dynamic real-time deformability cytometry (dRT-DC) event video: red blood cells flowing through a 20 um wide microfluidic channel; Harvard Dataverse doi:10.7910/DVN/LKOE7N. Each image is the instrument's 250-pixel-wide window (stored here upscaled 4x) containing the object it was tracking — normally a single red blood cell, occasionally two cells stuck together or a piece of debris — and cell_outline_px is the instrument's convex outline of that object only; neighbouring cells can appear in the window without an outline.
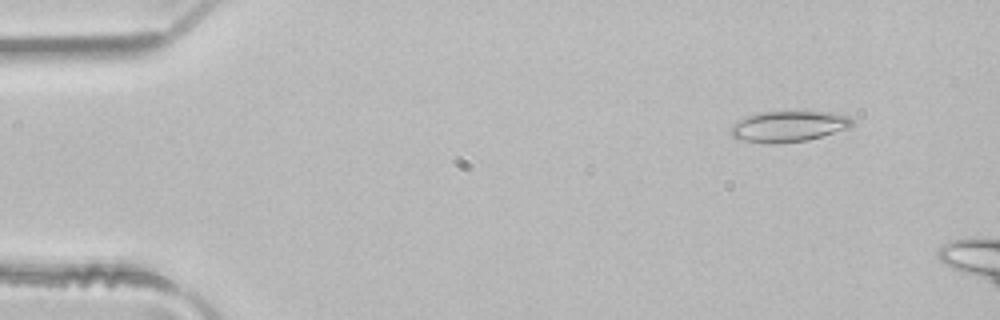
{"species": "common noctule bat (a hibernating species)", "species_latin": "Nyctalus noctula", "temperature_condition": "room temperature", "stored_images_in_passage": 46, "camera_frame_rate_fps": 3000, "um_per_image_px": 0.085, "animal": {"sex": "male", "body_mass_g": 21.5, "forearm_length_mm": 52.0}, "frame": {"image": 1, "passage_image": 5, "time_ms": 1.333, "image_size_px": [1000, 320], "cell_outline_px": [[852, 124], [848, 128], [808, 140], [772, 144], [744, 140], [732, 136], [728, 128], [732, 124], [744, 116], [756, 112], [796, 108], [804, 108], [832, 112], [848, 116], [852, 120]], "centroid_in_image_um": [67.0, 10.66], "position_along_channel_um": 18.0, "area_um2": 23.0}}
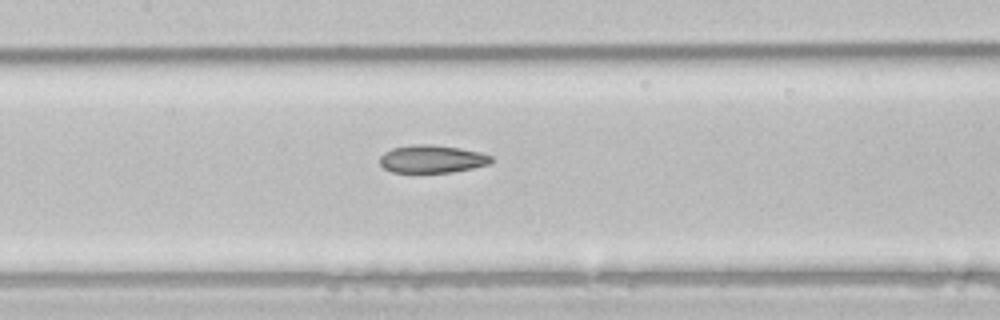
{"frame": {"image": 2, "passage_image": 23, "time_ms": 7.333, "image_size_px": [1000, 320], "cell_outline_px": [[492, 160], [488, 164], [472, 168], [452, 172], [392, 172], [384, 168], [380, 164], [380, 156], [384, 152], [392, 148], [412, 144], [432, 144], [460, 148], [480, 152], [492, 156]], "centroid_in_image_um": [36.7, 13.5], "position_along_channel_um": 170.7, "area_um2": 18.03}}
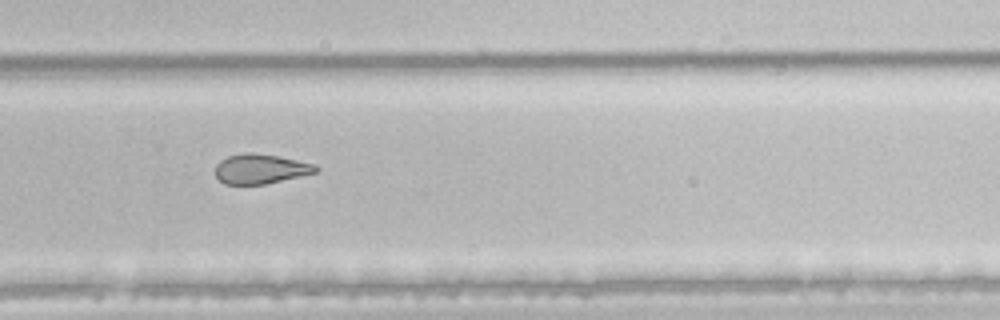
{"frame": {"image": 3, "passage_image": 33, "time_ms": 10.667, "image_size_px": [1000, 320], "cell_outline_px": [[320, 168], [316, 172], [300, 176], [264, 184], [224, 184], [216, 176], [216, 164], [220, 160], [228, 156], [244, 152], [252, 152], [276, 156], [316, 164]], "centroid_in_image_um": [22.13, 14.35], "position_along_channel_um": 307.7, "area_um2": 17.28}, "authors_computed_cell_mechanics": {"area_um2": 20.23, "velocity_mm_per_s": 4.1294, "shape_relaxation_time_tau1_ms": null, "shape_relaxation_time_tau2_ms": 4.3511, "deformation_change_tau1": null, "deformation_change_tau2": 0.1246}}